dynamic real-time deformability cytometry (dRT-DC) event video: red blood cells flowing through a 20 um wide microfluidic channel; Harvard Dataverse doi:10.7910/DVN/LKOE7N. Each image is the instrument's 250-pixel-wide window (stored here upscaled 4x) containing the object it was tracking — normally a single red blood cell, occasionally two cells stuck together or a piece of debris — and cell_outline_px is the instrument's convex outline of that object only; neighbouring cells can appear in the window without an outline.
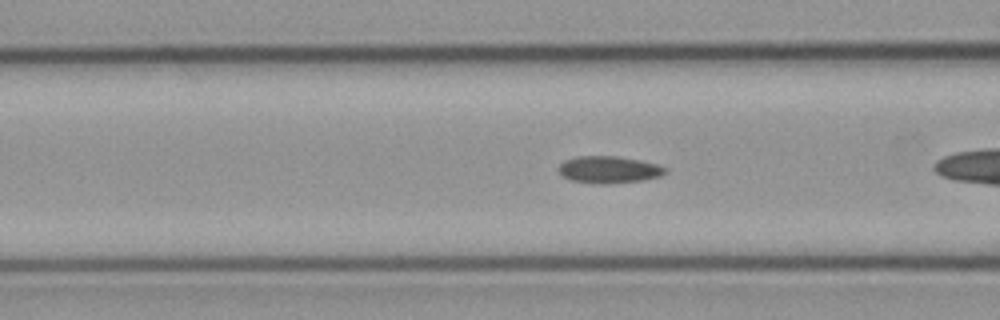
{"species": "common noctule bat (a hibernating species)", "species_latin": "Nyctalus noctula", "temperature_condition": "cold", "stored_images_in_passage": 25, "camera_frame_rate_fps": 3000, "um_per_image_px": 0.085, "animal": {"sex": "male", "body_mass_g": 23.1, "forearm_length_mm": 52.7}, "frame": {"image": 1, "passage_image": 4, "time_ms": 1.0, "image_size_px": [1000, 320], "cell_outline_px": [[668, 172], [660, 176], [644, 180], [604, 184], [596, 184], [572, 180], [564, 176], [556, 168], [564, 160], [576, 156], [616, 156], [640, 160], [656, 164], [668, 168]], "centroid_in_image_um": [51.76, 14.41], "position_along_channel_um": 114.8, "area_um2": 16.88}}
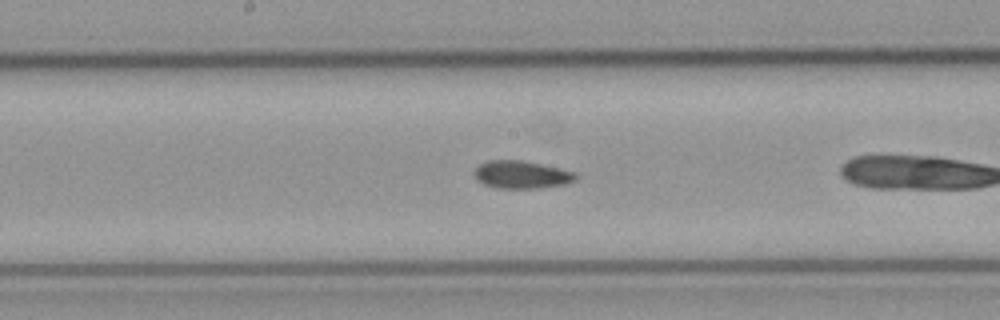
{"frame": {"image": 2, "passage_image": 11, "time_ms": 3.333, "image_size_px": [1000, 320], "cell_outline_px": [[576, 180], [564, 184], [540, 188], [496, 188], [484, 184], [476, 180], [472, 172], [480, 164], [488, 160], [524, 160], [560, 168], [576, 172]], "centroid_in_image_um": [44.31, 14.84], "position_along_channel_um": 203.9, "area_um2": 16.53}}